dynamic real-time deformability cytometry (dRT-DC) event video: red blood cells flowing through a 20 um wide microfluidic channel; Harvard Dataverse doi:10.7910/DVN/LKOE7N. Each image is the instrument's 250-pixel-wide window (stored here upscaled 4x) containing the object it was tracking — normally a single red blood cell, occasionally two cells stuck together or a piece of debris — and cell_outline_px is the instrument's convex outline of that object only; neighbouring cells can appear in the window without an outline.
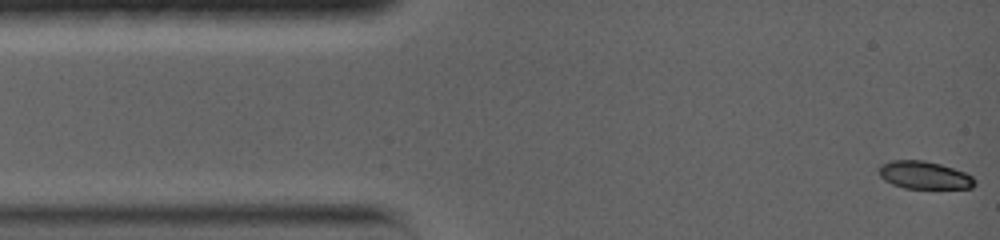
{"species": "common noctule bat (a hibernating species)", "species_latin": "Nyctalus noctula", "temperature_condition": "warm", "stored_images_in_passage": 68, "camera_frame_rate_fps": 5000, "um_per_image_px": 0.085, "animal": {"sex": "female", "body_mass_g": 19.0, "forearm_length_mm": 56.7}, "frame": {"image": 1, "passage_image": 1, "time_ms": 0.0, "image_size_px": [1000, 240], "cell_outline_px": [[976, 184], [972, 188], [904, 188], [892, 184], [884, 180], [880, 176], [876, 168], [880, 164], [892, 160], [924, 160], [940, 164], [964, 172], [972, 176], [976, 180]], "centroid_in_image_um": [78.53, 14.88], "position_along_channel_um": 6.5, "area_um2": 15.61}}
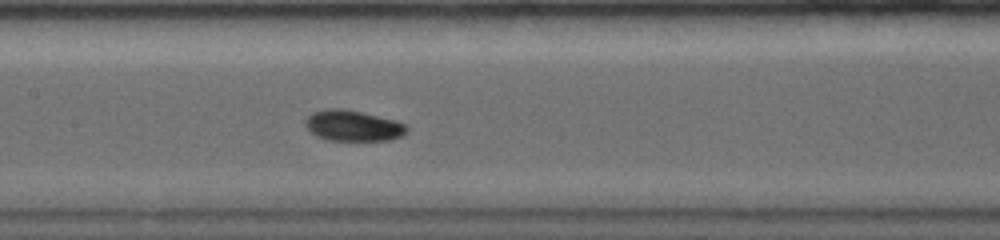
{"frame": {"image": 2, "passage_image": 31, "time_ms": 6.8, "image_size_px": [1000, 240], "cell_outline_px": [[408, 132], [400, 136], [388, 140], [328, 140], [316, 136], [304, 124], [308, 116], [312, 112], [324, 108], [344, 108], [364, 112], [396, 120], [408, 124]], "centroid_in_image_um": [30.03, 10.66], "position_along_channel_um": 177.4, "area_um2": 18.44}}
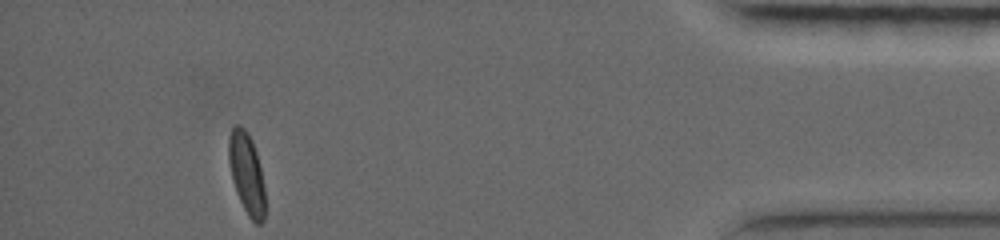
{"frame": {"image": 3, "passage_image": 68, "time_ms": 15.0, "image_size_px": [1000, 240], "cell_outline_px": [[264, 220], [260, 224], [256, 224], [248, 216], [236, 192], [232, 180], [228, 160], [228, 136], [232, 128], [236, 124], [240, 124], [248, 132], [252, 140], [256, 152], [260, 168], [264, 188]], "centroid_in_image_um": [20.94, 14.7], "position_along_channel_um": 414.3, "area_um2": 17.22}}